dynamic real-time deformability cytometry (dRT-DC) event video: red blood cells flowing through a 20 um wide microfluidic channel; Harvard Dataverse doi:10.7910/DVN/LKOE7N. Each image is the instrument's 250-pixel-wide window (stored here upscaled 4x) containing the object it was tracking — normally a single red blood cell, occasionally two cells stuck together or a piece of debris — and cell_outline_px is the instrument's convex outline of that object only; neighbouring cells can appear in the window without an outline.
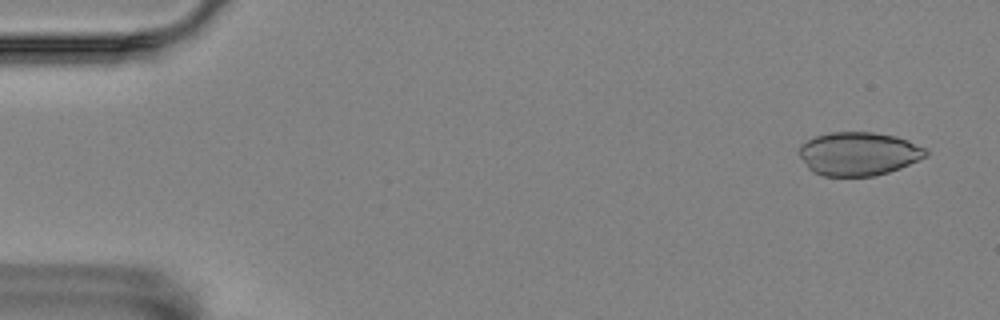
{"species": "Egyptian fruit bat (a non-hibernating species)", "species_latin": "Rousettus aegyptiacus", "temperature_condition": "room temperature", "stored_images_in_passage": 7, "camera_frame_rate_fps": 3000, "um_per_image_px": 0.085, "animal": {"sex": "female"}, "frame": {"image": 1, "passage_image": 3, "time_ms": 0.667, "image_size_px": [1000, 320], "cell_outline_px": [[928, 156], [900, 168], [888, 172], [872, 176], [824, 176], [812, 172], [808, 168], [800, 156], [800, 144], [816, 136], [828, 132], [872, 132], [896, 136], [908, 140], [924, 148], [928, 152]], "centroid_in_image_um": [72.98, 13.07], "position_along_channel_um": 12.0, "area_um2": 32.08}}